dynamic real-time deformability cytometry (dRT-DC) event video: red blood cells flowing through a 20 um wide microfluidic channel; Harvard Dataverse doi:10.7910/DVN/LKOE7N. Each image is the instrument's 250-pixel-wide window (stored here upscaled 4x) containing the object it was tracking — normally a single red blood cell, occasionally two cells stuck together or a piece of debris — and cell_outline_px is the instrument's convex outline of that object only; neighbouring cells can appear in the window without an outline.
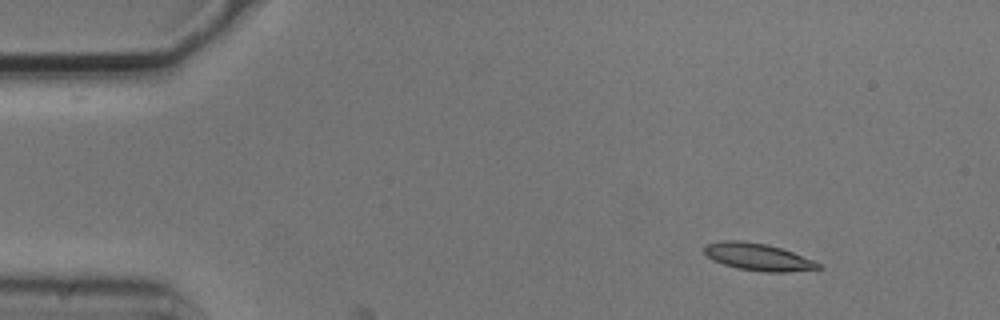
{"species": "common noctule bat (a hibernating species)", "species_latin": "Nyctalus noctula", "temperature_condition": "cold", "stored_images_in_passage": 4, "camera_frame_rate_fps": 3000, "um_per_image_px": 0.085, "animal": {"sex": "male", "body_mass_g": 20.5, "forearm_length_mm": 52.5}, "frame": {"image": 1, "passage_image": 2, "time_ms": 0.333, "image_size_px": [1000, 320], "cell_outline_px": [[824, 268], [788, 272], [764, 272], [736, 268], [712, 260], [704, 252], [704, 244], [724, 240], [740, 240], [764, 244], [780, 248], [792, 252], [812, 260], [820, 264]], "centroid_in_image_um": [64.4, 21.84], "position_along_channel_um": 20.6, "area_um2": 17.98}}